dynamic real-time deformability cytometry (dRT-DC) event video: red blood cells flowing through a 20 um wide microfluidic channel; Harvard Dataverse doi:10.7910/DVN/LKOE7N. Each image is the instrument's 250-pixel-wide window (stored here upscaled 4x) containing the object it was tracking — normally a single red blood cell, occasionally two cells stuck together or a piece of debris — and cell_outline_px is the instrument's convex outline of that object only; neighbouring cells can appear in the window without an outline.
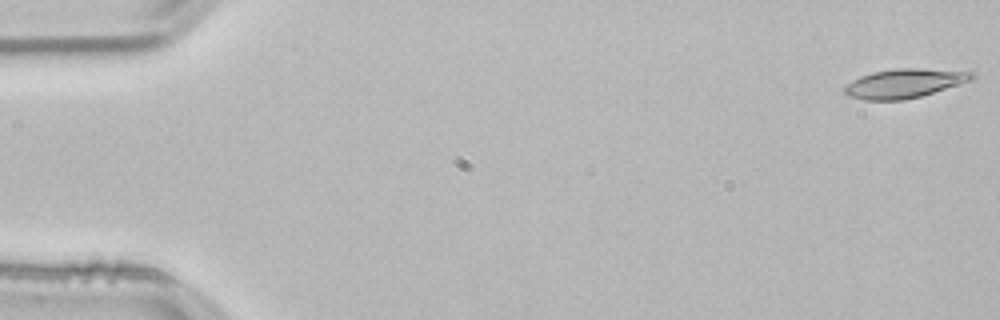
{"species": "common noctule bat (a hibernating species)", "species_latin": "Nyctalus noctula", "temperature_condition": "room temperature", "stored_images_in_passage": 53, "camera_frame_rate_fps": 3000, "um_per_image_px": 0.085, "animal": {"sex": "male", "body_mass_g": 21.5, "forearm_length_mm": 52.0}, "frame": {"image": 1, "passage_image": 1, "time_ms": 0.0, "image_size_px": [1000, 320], "cell_outline_px": [[976, 76], [968, 80], [920, 96], [904, 100], [864, 100], [848, 96], [844, 92], [844, 88], [848, 84], [860, 76], [872, 72], [896, 68], [916, 68], [972, 72]], "centroid_in_image_um": [76.79, 7.09], "position_along_channel_um": 8.2, "area_um2": 21.04}}
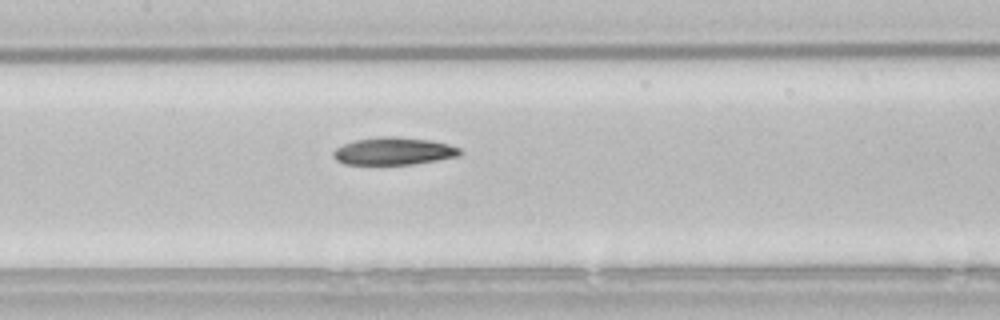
{"frame": {"image": 2, "passage_image": 25, "time_ms": 8.0, "image_size_px": [1000, 320], "cell_outline_px": [[464, 152], [460, 156], [412, 164], [344, 164], [336, 160], [332, 156], [332, 152], [336, 148], [344, 144], [356, 140], [380, 136], [396, 136], [432, 140], [448, 144], [460, 148]], "centroid_in_image_um": [33.48, 12.84], "position_along_channel_um": 173.9, "area_um2": 20.4}}
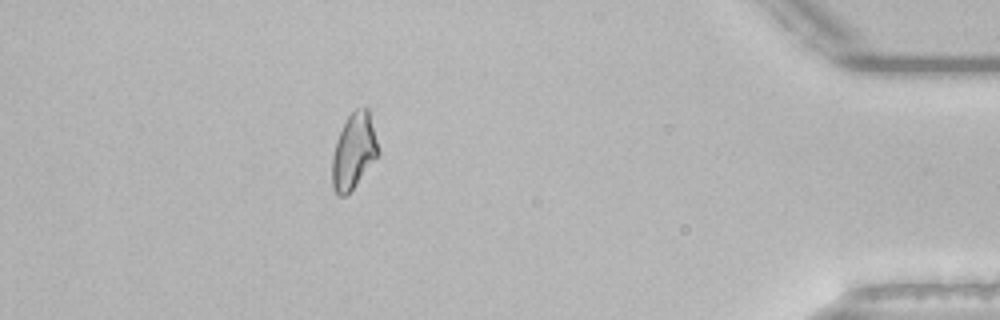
{"frame": {"image": 3, "passage_image": 47, "time_ms": 15.333, "image_size_px": [1000, 320], "cell_outline_px": [[380, 152], [352, 188], [344, 196], [336, 196], [332, 188], [332, 156], [336, 140], [348, 116], [356, 108], [368, 108]], "centroid_in_image_um": [30.04, 12.85], "position_along_channel_um": 405.2, "area_um2": 19.88}, "authors_computed_cell_mechanics": {"area_um2": 20.4612, "velocity_mm_per_s": 3.8383, "shape_relaxation_time_tau1_ms": 9.8332, "shape_relaxation_time_tau2_ms": 5.3039, "deformation_change_tau1": 0.1998, "deformation_change_tau2": 0.1219}}